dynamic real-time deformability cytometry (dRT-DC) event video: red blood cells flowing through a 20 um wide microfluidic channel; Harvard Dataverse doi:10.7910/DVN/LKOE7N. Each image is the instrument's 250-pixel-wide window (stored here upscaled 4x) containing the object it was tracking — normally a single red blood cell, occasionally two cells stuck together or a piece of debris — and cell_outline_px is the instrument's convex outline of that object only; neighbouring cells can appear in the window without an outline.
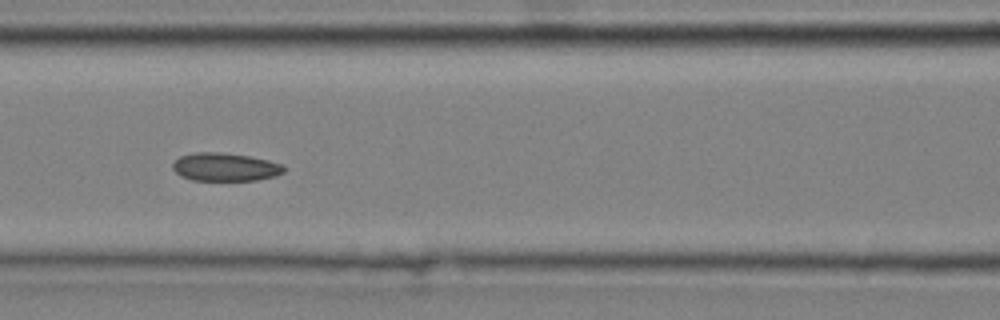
{"species": "common noctule bat (a hibernating species)", "species_latin": "Nyctalus noctula", "temperature_condition": "cold", "stored_images_in_passage": 11, "camera_frame_rate_fps": 3000, "um_per_image_px": 0.085, "animal": {"sex": "male", "body_mass_g": 20.4}, "frame": {"image": 1, "passage_image": 7, "time_ms": 2.0, "image_size_px": [1000, 320], "cell_outline_px": [[284, 172], [276, 176], [256, 180], [192, 180], [180, 176], [172, 168], [172, 164], [180, 156], [196, 152], [220, 152], [248, 156], [268, 160], [280, 164], [284, 168]], "centroid_in_image_um": [19.11, 14.2], "position_along_channel_um": 147.5, "area_um2": 18.15}}
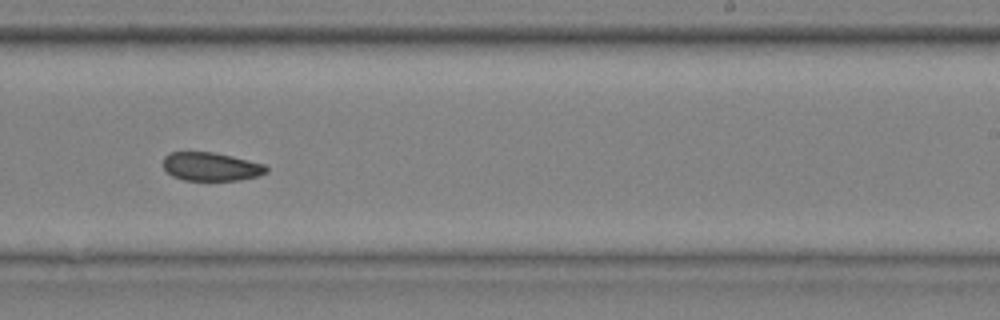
{"frame": {"image": 2, "passage_image": 10, "time_ms": 3.0, "image_size_px": [1000, 320], "cell_outline_px": [[268, 172], [260, 176], [240, 180], [184, 180], [172, 176], [164, 168], [164, 156], [168, 152], [212, 152], [232, 156], [264, 164], [268, 168]], "centroid_in_image_um": [17.95, 14.16], "position_along_channel_um": 271.0, "area_um2": 17.17}}
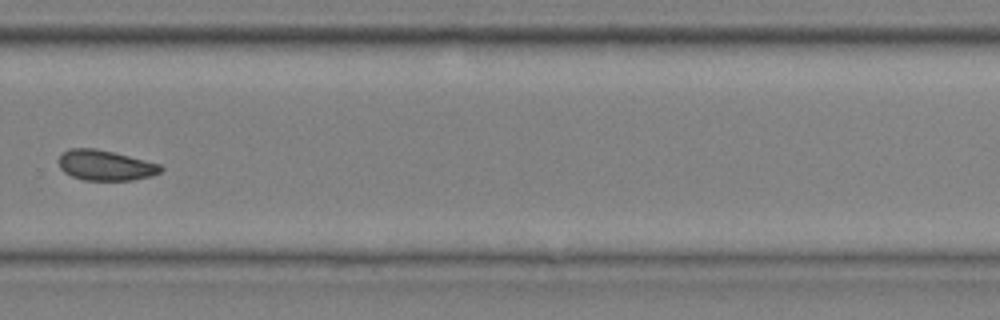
{"frame": {"image": 3, "passage_image": 11, "time_ms": 3.333, "image_size_px": [1000, 320], "cell_outline_px": [[164, 168], [160, 172], [152, 176], [132, 180], [84, 180], [72, 176], [64, 172], [60, 168], [60, 156], [68, 148], [96, 148], [160, 164]], "centroid_in_image_um": [8.96, 14.05], "position_along_channel_um": 320.8, "area_um2": 17.86}}